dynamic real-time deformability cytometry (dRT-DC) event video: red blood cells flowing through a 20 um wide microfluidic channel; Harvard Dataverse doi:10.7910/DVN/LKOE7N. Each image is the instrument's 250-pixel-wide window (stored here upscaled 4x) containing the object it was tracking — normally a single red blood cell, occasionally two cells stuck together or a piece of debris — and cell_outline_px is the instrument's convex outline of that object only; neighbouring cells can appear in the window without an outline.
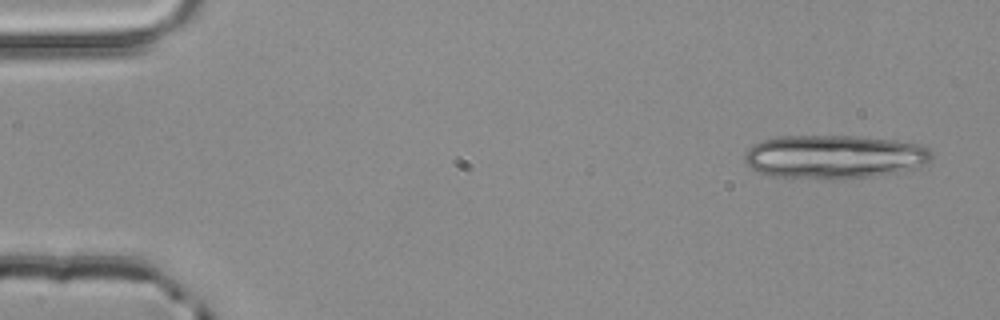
{"species": "common noctule bat (a hibernating species)", "species_latin": "Nyctalus noctula", "temperature_condition": "room temperature", "stored_images_in_passage": 2, "camera_frame_rate_fps": 3000, "um_per_image_px": 0.085, "animal": {"sex": "male", "body_mass_g": 20.4}, "frame": {"image": 1, "passage_image": 2, "time_ms": 0.333, "image_size_px": [1000, 320], "cell_outline_px": [[932, 160], [928, 164], [920, 168], [872, 176], [844, 180], [832, 180], [772, 176], [760, 172], [752, 168], [744, 160], [744, 152], [752, 144], [764, 140], [780, 136], [856, 136], [896, 140], [920, 144], [928, 148], [932, 156]], "centroid_in_image_um": [70.94, 13.34], "position_along_channel_um": 14.1, "area_um2": 48.26}}